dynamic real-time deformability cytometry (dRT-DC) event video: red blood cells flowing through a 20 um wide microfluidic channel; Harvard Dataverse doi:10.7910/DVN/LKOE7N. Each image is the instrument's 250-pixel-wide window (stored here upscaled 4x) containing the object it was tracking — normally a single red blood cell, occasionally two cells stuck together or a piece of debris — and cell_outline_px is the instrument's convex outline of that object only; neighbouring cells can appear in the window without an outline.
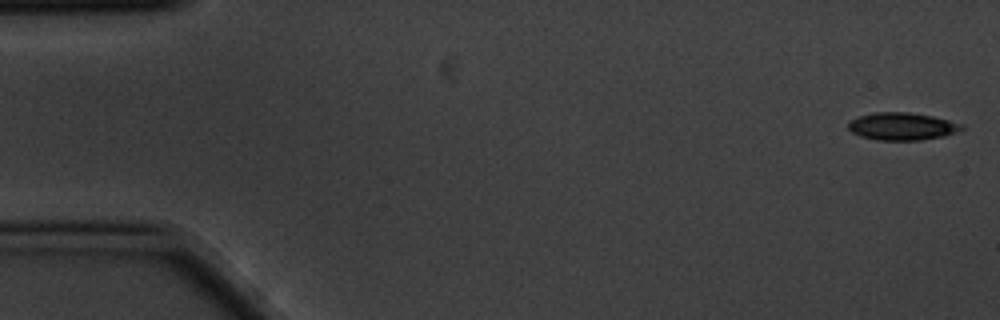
{"species": "common noctule bat (a hibernating species)", "species_latin": "Nyctalus noctula", "temperature_condition": "cold", "stored_images_in_passage": 5, "camera_frame_rate_fps": 3000, "um_per_image_px": 0.085, "animal": {"sex": "male", "body_mass_g": 20.1, "forearm_length_mm": 53.5}, "frame": {"image": 1, "passage_image": 1, "time_ms": 0.0, "image_size_px": [1000, 320], "cell_outline_px": [[964, 128], [944, 136], [920, 140], [876, 140], [860, 136], [852, 132], [848, 128], [848, 124], [852, 120], [860, 116], [872, 112], [908, 112], [932, 116], [964, 124]], "centroid_in_image_um": [76.67, 10.74], "position_along_channel_um": 8.3, "area_um2": 18.09}}
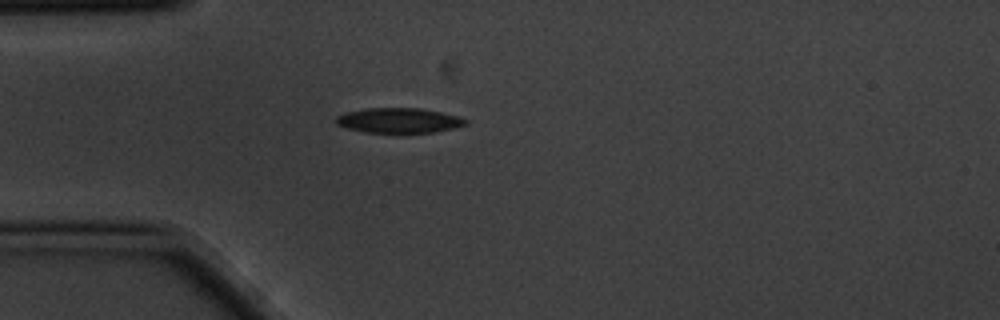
{"frame": {"image": 2, "passage_image": 5, "time_ms": 1.333, "image_size_px": [1000, 320], "cell_outline_px": [[468, 124], [436, 132], [364, 132], [348, 128], [336, 124], [336, 116], [348, 112], [364, 108], [420, 108], [440, 112], [456, 116], [468, 120]], "centroid_in_image_um": [33.9, 10.23], "position_along_channel_um": 51.1, "area_um2": 18.61}}